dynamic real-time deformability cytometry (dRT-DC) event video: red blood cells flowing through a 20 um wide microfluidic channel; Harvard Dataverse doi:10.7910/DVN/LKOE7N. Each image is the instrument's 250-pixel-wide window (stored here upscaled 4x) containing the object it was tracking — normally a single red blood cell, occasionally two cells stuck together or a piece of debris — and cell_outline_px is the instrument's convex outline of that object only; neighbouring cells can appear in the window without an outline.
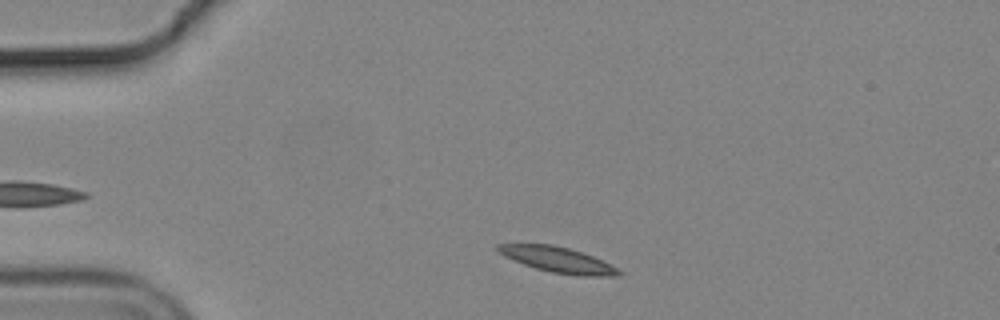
{"species": "common noctule bat (a hibernating species)", "species_latin": "Nyctalus noctula", "temperature_condition": "cold", "stored_images_in_passage": 41, "camera_frame_rate_fps": 3000, "um_per_image_px": 0.085, "animal": {"sex": "male", "body_mass_g": 19.2, "forearm_length_mm": 51.8}, "frame": {"image": 1, "passage_image": 4, "time_ms": 1.0, "image_size_px": [1000, 320], "cell_outline_px": [[624, 272], [612, 276], [584, 276], [552, 272], [536, 268], [512, 260], [504, 256], [496, 248], [496, 244], [552, 244], [568, 248], [592, 256]], "centroid_in_image_um": [47.37, 22.07], "position_along_channel_um": 37.6, "area_um2": 17.51}}
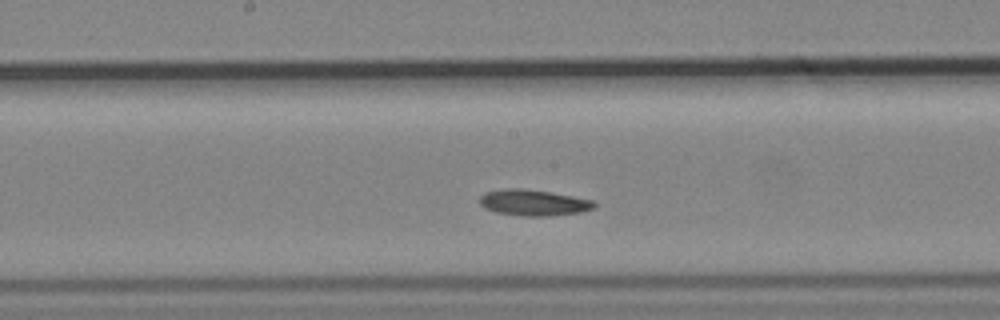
{"frame": {"image": 2, "passage_image": 21, "time_ms": 6.667, "image_size_px": [1000, 320], "cell_outline_px": [[596, 204], [592, 208], [580, 212], [548, 216], [524, 216], [496, 212], [484, 208], [480, 204], [480, 196], [484, 192], [504, 188], [520, 188], [548, 192], [572, 196], [592, 200]], "centroid_in_image_um": [45.29, 17.22], "position_along_channel_um": 202.9, "area_um2": 17.22}}
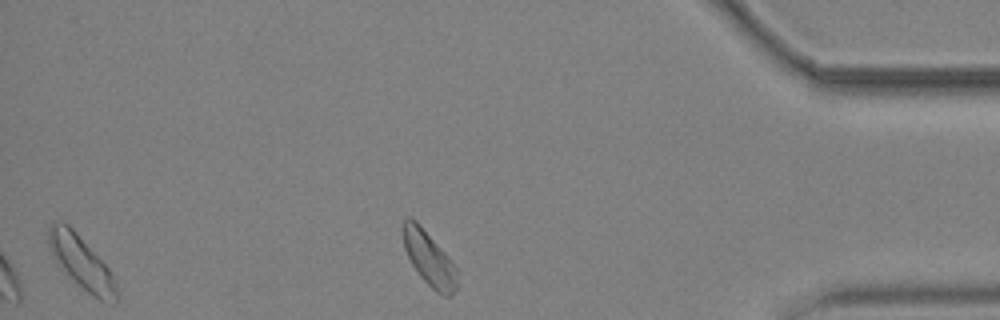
{"frame": {"image": 3, "passage_image": 40, "time_ms": 13.0, "image_size_px": [1000, 320], "cell_outline_px": [[116, 304], [100, 300], [92, 296], [52, 256], [48, 244], [48, 228], [52, 220], [68, 224], [76, 232], [108, 268], [116, 280]], "centroid_in_image_um": [6.91, 22.27], "position_along_channel_um": 428.3, "area_um2": 20.17}, "authors_computed_cell_mechanics": {"area_um2": 17.2244, "velocity_mm_per_s": 3.6422, "shape_relaxation_time_tau1_ms": 4.234, "shape_relaxation_time_tau2_ms": null, "deformation_change_tau1": 0.1149, "deformation_change_tau2": null}}